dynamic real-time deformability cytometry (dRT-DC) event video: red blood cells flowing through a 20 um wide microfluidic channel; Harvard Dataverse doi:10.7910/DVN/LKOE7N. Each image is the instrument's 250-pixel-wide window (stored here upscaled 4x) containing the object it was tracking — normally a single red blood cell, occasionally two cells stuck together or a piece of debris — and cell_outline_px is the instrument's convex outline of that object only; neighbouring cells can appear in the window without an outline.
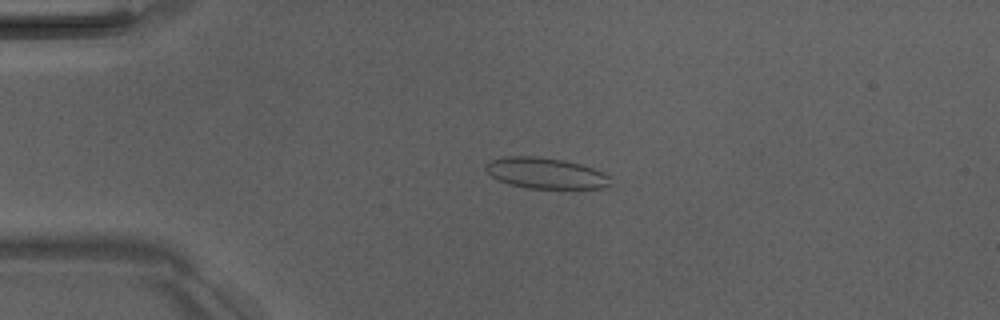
{"species": "Egyptian fruit bat (a non-hibernating species)", "species_latin": "Rousettus aegyptiacus", "temperature_condition": "room temperature", "stored_images_in_passage": 4, "camera_frame_rate_fps": 3000, "um_per_image_px": 0.085, "animal": {"sex": "male"}, "frame": {"image": 1, "passage_image": 3, "time_ms": 3.333, "image_size_px": [1000, 320], "cell_outline_px": [[608, 188], [528, 188], [508, 184], [492, 176], [484, 168], [484, 164], [488, 160], [504, 156], [540, 156], [564, 160], [580, 164], [592, 168], [608, 176]], "centroid_in_image_um": [46.3, 14.7], "position_along_channel_um": 38.7, "area_um2": 22.37}}